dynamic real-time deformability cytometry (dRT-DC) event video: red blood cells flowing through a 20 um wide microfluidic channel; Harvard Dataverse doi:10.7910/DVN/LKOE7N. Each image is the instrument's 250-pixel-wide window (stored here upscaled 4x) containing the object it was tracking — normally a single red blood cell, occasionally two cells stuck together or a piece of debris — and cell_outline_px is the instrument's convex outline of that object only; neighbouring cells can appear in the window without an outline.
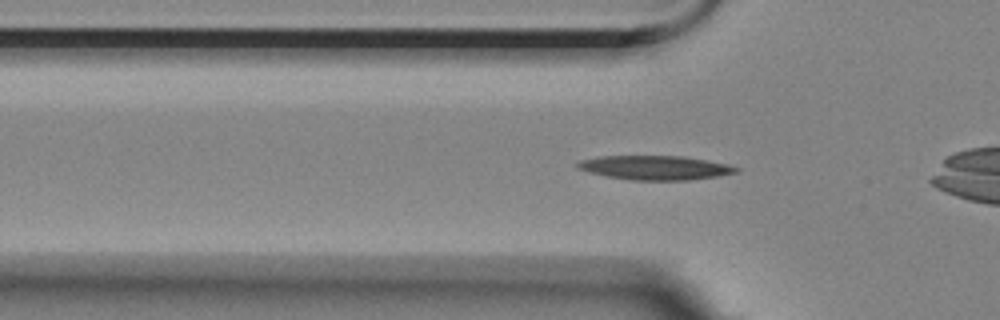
{"species": "Egyptian fruit bat (a non-hibernating species)", "species_latin": "Rousettus aegyptiacus", "temperature_condition": "room temperature", "stored_images_in_passage": 46, "camera_frame_rate_fps": 3000, "um_per_image_px": 0.085, "animal": {"sex": "female"}, "frame": {"image": 1, "passage_image": 6, "time_ms": 1.667, "image_size_px": [1000, 320], "cell_outline_px": [[740, 172], [716, 176], [688, 180], [632, 180], [604, 176], [576, 168], [576, 164], [580, 160], [600, 156], [684, 156], [728, 164], [740, 168]], "centroid_in_image_um": [55.69, 14.25], "position_along_channel_um": 70.1, "area_um2": 22.37}}
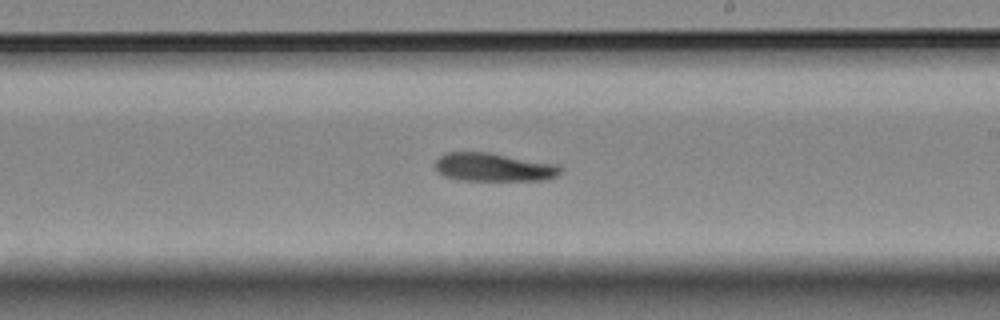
{"frame": {"image": 2, "passage_image": 21, "time_ms": 6.667, "image_size_px": [1000, 320], "cell_outline_px": [[560, 172], [556, 176], [544, 180], [460, 180], [444, 176], [436, 172], [436, 160], [440, 156], [448, 152], [488, 152], [560, 164]], "centroid_in_image_um": [41.96, 14.21], "position_along_channel_um": 247.0, "area_um2": 20.75}}
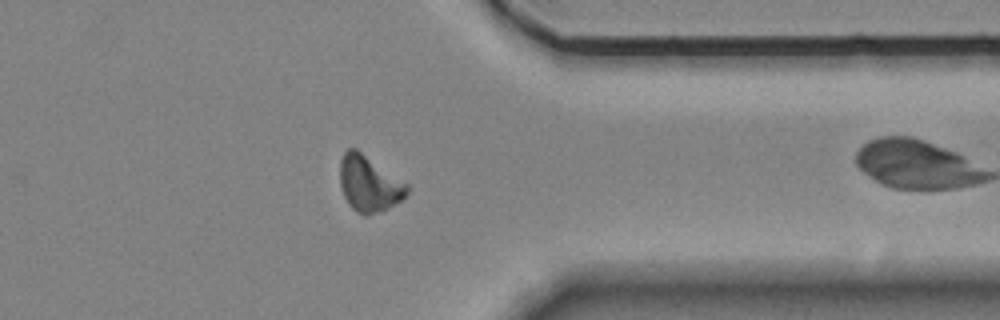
{"frame": {"image": 3, "passage_image": 33, "time_ms": 10.667, "image_size_px": [1000, 320], "cell_outline_px": [[408, 192], [400, 200], [376, 212], [364, 216], [356, 212], [348, 204], [340, 188], [340, 160], [344, 152], [348, 148], [356, 148], [408, 184]], "centroid_in_image_um": [31.32, 15.59], "position_along_channel_um": 380.1, "area_um2": 21.56}}